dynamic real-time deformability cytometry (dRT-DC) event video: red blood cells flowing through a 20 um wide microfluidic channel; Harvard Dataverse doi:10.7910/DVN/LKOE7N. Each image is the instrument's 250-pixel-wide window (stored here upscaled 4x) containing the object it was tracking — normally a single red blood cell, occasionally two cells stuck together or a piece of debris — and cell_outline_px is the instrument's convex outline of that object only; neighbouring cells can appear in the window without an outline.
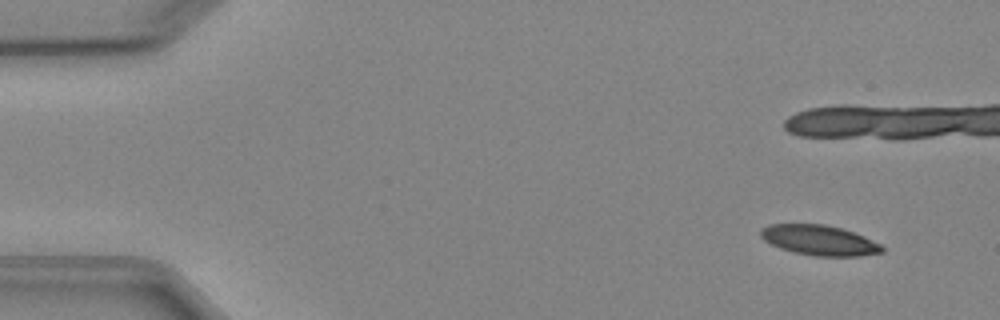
{"species": "Egyptian fruit bat (a non-hibernating species)", "species_latin": "Rousettus aegyptiacus", "temperature_condition": "cold", "stored_images_in_passage": 7, "camera_frame_rate_fps": 3000, "um_per_image_px": 0.085, "animal": {"sex": "female"}, "frame": {"image": 1, "passage_image": 2, "time_ms": 1.0, "image_size_px": [1000, 320], "cell_outline_px": [[884, 252], [860, 256], [812, 256], [792, 252], [780, 248], [764, 240], [760, 236], [760, 228], [768, 224], [824, 224], [840, 228], [864, 236], [880, 244], [884, 248]], "centroid_in_image_um": [69.62, 20.42], "position_along_channel_um": 15.4, "area_um2": 21.39}}